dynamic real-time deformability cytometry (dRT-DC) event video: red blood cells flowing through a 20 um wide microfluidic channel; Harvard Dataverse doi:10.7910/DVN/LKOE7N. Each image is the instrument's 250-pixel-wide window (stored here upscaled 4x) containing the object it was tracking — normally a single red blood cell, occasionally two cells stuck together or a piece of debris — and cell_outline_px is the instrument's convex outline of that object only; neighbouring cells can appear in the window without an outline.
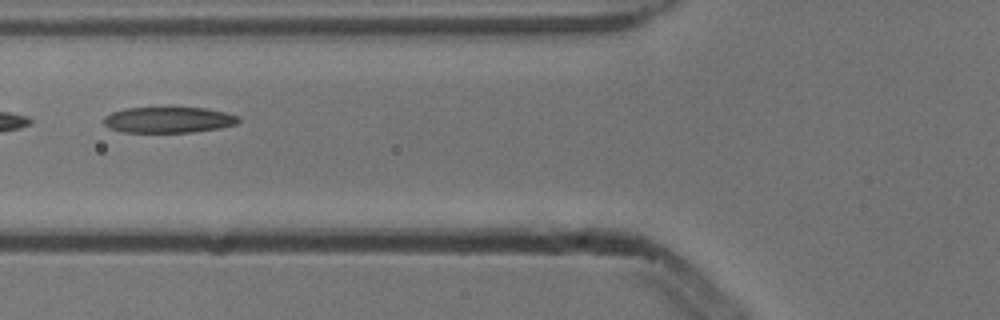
{"species": "common noctule bat (a hibernating species)", "species_latin": "Nyctalus noctula", "temperature_condition": "cold", "stored_images_in_passage": 3, "camera_frame_rate_fps": 3000, "um_per_image_px": 0.085, "animal": {"sex": "male", "body_mass_g": 13.3}, "frame": {"image": 1, "passage_image": 2, "time_ms": 0.333, "image_size_px": [1000, 320], "cell_outline_px": [[240, 120], [236, 124], [220, 128], [192, 132], [124, 132], [108, 128], [104, 124], [104, 116], [112, 112], [124, 108], [208, 108], [240, 116]], "centroid_in_image_um": [14.33, 10.19], "position_along_channel_um": 111.5, "area_um2": 20.35}}
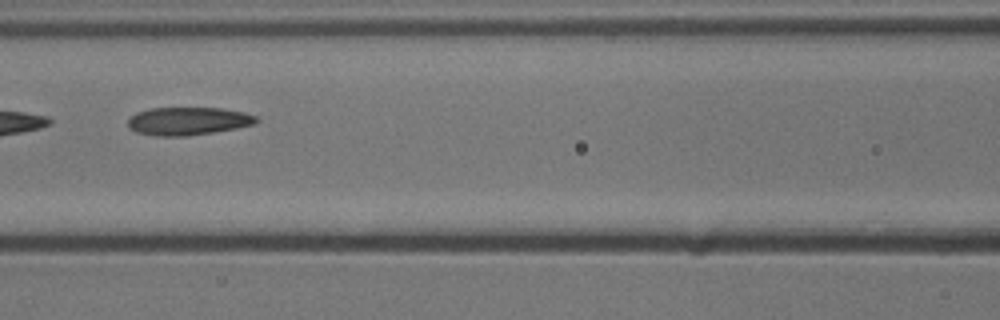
{"frame": {"image": 2, "passage_image": 3, "time_ms": 0.667, "image_size_px": [1000, 320], "cell_outline_px": [[260, 120], [256, 124], [236, 128], [188, 136], [156, 136], [136, 132], [128, 128], [128, 120], [136, 112], [152, 108], [224, 108], [244, 112], [256, 116]], "centroid_in_image_um": [16.0, 10.29], "position_along_channel_um": 150.6, "area_um2": 21.04}}